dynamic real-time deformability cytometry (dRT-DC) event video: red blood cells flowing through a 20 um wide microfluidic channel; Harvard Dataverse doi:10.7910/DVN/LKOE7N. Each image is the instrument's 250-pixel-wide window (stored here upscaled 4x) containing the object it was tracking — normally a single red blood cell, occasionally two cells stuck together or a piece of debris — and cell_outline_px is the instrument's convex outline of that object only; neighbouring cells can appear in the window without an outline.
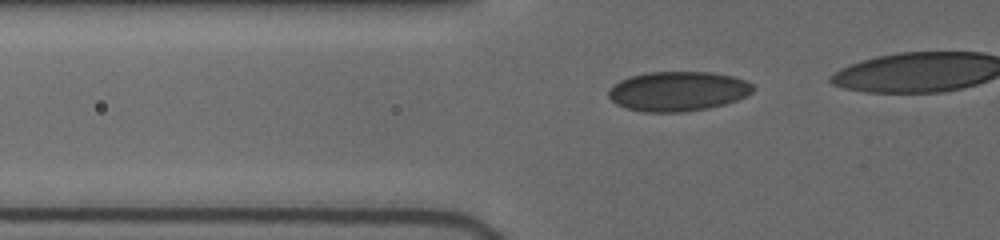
{"species": "human", "species_latin": "Homo sapiens", "temperature_condition": "cold", "stored_images_in_passage": 29, "camera_frame_rate_fps": 3000, "um_per_image_px": 0.085, "donor": {"sex": "female"}, "frame": {"image": 1, "passage_image": 20, "time_ms": 5.333, "image_size_px": [1000, 240], "cell_outline_px": [[752, 92], [736, 100], [724, 104], [708, 108], [680, 112], [644, 112], [628, 108], [616, 104], [608, 96], [608, 92], [620, 80], [632, 76], [648, 72], [712, 72], [732, 76], [744, 80], [752, 84]], "centroid_in_image_um": [57.62, 7.75], "position_along_channel_um": 68.2, "area_um2": 33.0}}
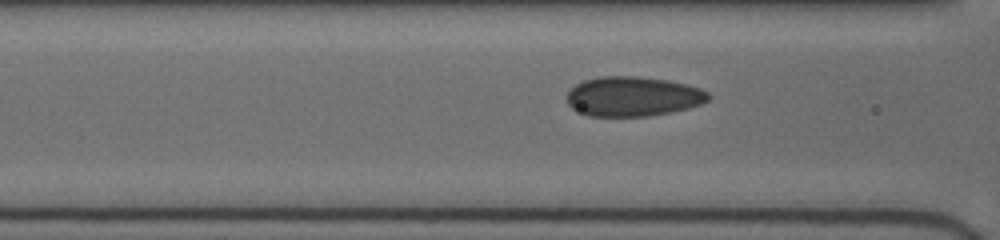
{"frame": {"image": 2, "passage_image": 25, "time_ms": 6.667, "image_size_px": [1000, 240], "cell_outline_px": [[712, 96], [708, 100], [700, 104], [688, 108], [648, 116], [588, 116], [572, 108], [568, 104], [564, 96], [576, 84], [584, 80], [600, 76], [636, 76], [668, 80], [700, 88], [708, 92]], "centroid_in_image_um": [53.77, 8.19], "position_along_channel_um": 112.8, "area_um2": 32.77}}